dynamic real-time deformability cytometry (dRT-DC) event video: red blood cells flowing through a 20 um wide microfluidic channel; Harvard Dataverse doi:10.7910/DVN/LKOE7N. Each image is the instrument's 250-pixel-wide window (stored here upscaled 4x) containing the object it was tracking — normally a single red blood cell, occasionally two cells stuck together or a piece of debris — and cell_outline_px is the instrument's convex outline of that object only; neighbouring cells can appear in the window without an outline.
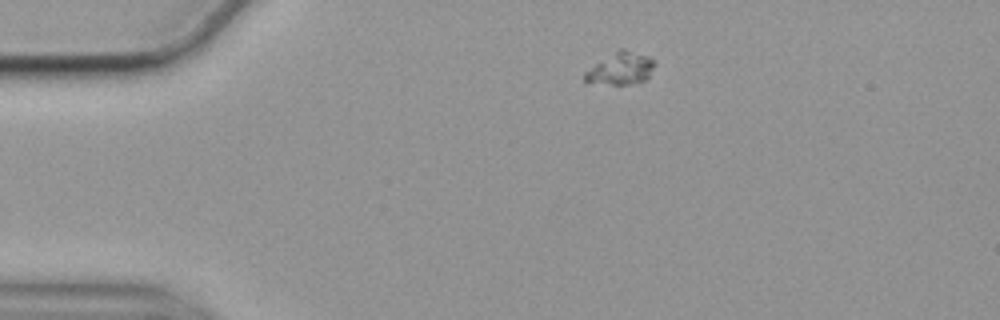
{"species": "common noctule bat (a hibernating species)", "species_latin": "Nyctalus noctula", "temperature_condition": "cold", "stored_images_in_passage": 48, "camera_frame_rate_fps": 3000, "um_per_image_px": 0.085, "animal": {"sex": "female", "body_mass_g": 19.9}, "frame": {"image": 1, "passage_image": 1, "time_ms": 0.0, "image_size_px": [1000, 320], "cell_outline_px": [[652, 68], [648, 76], [640, 84], [588, 84], [584, 80], [584, 72], [620, 48], [624, 48], [648, 56], [652, 60]], "centroid_in_image_um": [52.72, 5.85], "position_along_channel_um": 32.3, "area_um2": 12.95}}
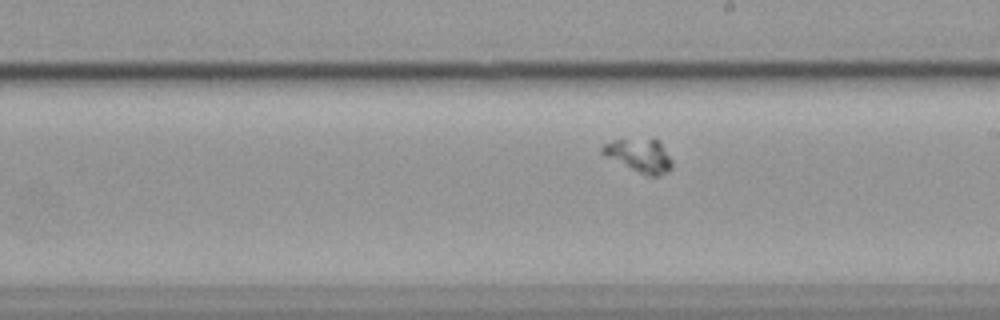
{"frame": {"image": 2, "passage_image": 23, "time_ms": 7.333, "image_size_px": [1000, 320], "cell_outline_px": [[672, 168], [660, 176], [648, 176], [600, 152], [600, 148], [604, 144], [612, 140], [656, 140], [660, 144], [672, 160]], "centroid_in_image_um": [54.37, 13.23], "position_along_channel_um": 234.6, "area_um2": 12.83}}
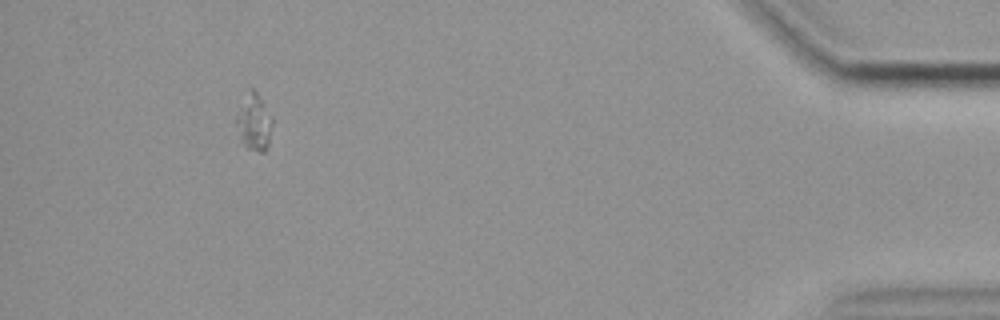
{"frame": {"image": 3, "passage_image": 44, "time_ms": 14.333, "image_size_px": [1000, 320], "cell_outline_px": [[272, 124], [268, 144], [264, 152], [260, 152], [248, 148], [240, 140], [236, 124], [236, 116], [248, 88], [252, 88], [256, 92], [272, 116]], "centroid_in_image_um": [21.59, 10.39], "position_along_channel_um": 413.6, "area_um2": 11.68}}